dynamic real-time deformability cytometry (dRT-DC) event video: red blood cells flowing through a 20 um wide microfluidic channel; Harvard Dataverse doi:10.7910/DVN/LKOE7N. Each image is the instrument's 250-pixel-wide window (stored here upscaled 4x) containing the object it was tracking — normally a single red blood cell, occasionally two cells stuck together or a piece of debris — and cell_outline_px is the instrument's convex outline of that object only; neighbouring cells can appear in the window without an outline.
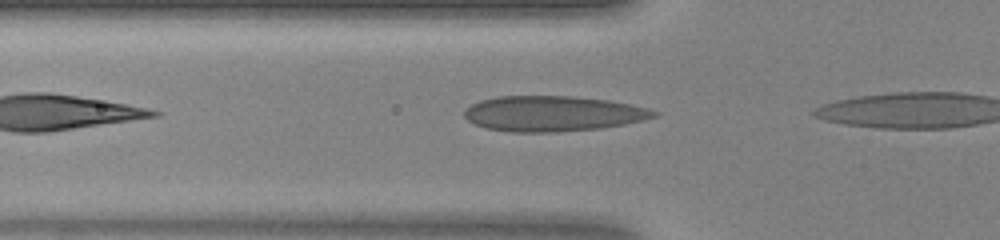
{"species": "human", "species_latin": "Homo sapiens", "temperature_condition": "warm", "stored_images_in_passage": 4, "camera_frame_rate_fps": 3000, "um_per_image_px": 0.085, "donor": {"sex": "female"}, "frame": {"image": 1, "passage_image": 2, "time_ms": 0.333, "image_size_px": [1000, 240], "cell_outline_px": [[660, 112], [656, 116], [644, 120], [624, 124], [600, 128], [556, 132], [512, 132], [484, 128], [468, 120], [464, 116], [464, 108], [480, 100], [500, 96], [572, 96], [608, 100], [648, 108]], "centroid_in_image_um": [46.97, 9.66], "position_along_channel_um": 78.8, "area_um2": 39.13}}